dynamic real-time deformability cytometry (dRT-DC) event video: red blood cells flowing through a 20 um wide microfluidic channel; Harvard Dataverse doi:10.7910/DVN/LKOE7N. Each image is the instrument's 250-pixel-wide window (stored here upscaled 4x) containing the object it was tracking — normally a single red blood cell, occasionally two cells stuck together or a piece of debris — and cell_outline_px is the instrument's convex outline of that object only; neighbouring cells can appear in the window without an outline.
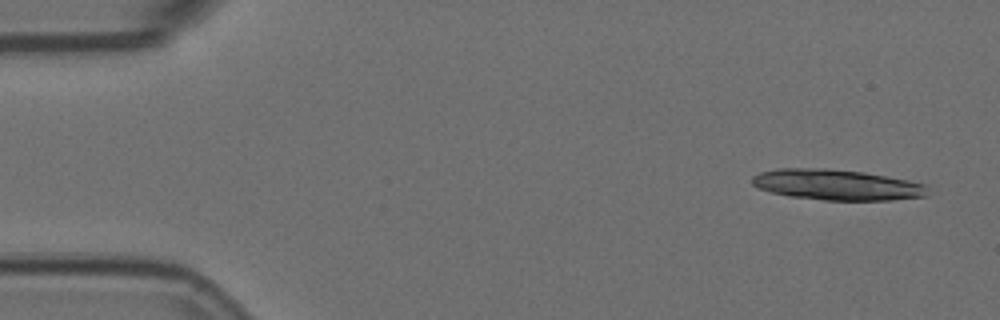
{"species": "Egyptian fruit bat (a non-hibernating species)", "species_latin": "Rousettus aegyptiacus", "temperature_condition": "room temperature", "stored_images_in_passage": 6, "camera_frame_rate_fps": 3000, "um_per_image_px": 0.085, "animal": {"sex": "female"}, "frame": {"image": 1, "passage_image": 1, "time_ms": 0.0, "image_size_px": [1000, 320], "cell_outline_px": [[928, 196], [892, 200], [824, 200], [788, 196], [756, 188], [752, 184], [752, 176], [760, 172], [776, 168], [824, 168], [864, 172], [908, 180], [924, 184]], "centroid_in_image_um": [71.08, 15.7], "position_along_channel_um": 13.9, "area_um2": 31.44}}
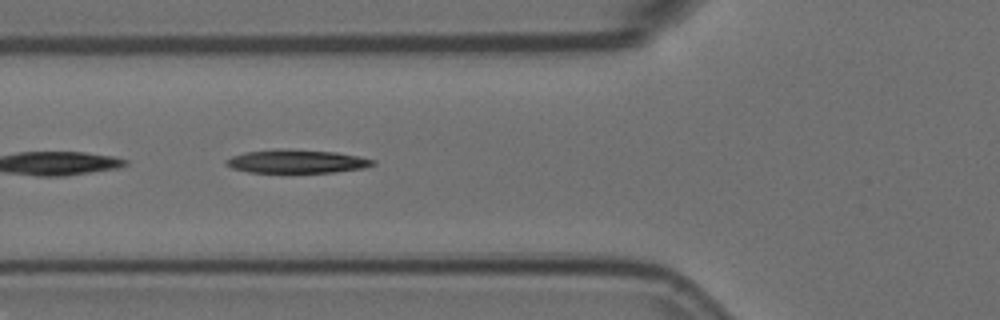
{"frame": {"image": 2, "passage_image": 6, "time_ms": 1.667, "image_size_px": [1000, 320], "cell_outline_px": [[376, 164], [364, 168], [332, 172], [248, 172], [232, 168], [224, 164], [224, 160], [232, 156], [244, 152], [336, 152], [360, 156], [376, 160]], "centroid_in_image_um": [25.27, 13.77], "position_along_channel_um": 100.5, "area_um2": 18.84}}